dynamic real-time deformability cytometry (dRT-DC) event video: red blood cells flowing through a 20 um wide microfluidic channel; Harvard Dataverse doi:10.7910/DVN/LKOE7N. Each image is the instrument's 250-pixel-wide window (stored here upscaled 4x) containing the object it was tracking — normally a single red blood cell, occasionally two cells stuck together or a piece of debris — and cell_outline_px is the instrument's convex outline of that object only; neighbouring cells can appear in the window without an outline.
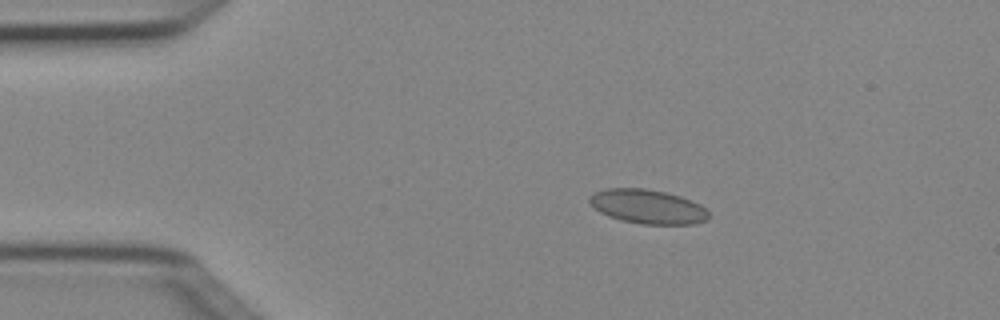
{"species": "Egyptian fruit bat (a non-hibernating species)", "species_latin": "Rousettus aegyptiacus", "temperature_condition": "cold", "stored_images_in_passage": 3, "camera_frame_rate_fps": 3000, "um_per_image_px": 0.085, "animal": {"sex": "female"}, "frame": {"image": 1, "passage_image": 1, "time_ms": 0.0, "image_size_px": [1000, 320], "cell_outline_px": [[708, 220], [696, 224], [640, 224], [620, 220], [608, 216], [600, 212], [588, 204], [588, 196], [592, 192], [604, 188], [644, 188], [668, 192], [692, 200], [700, 204], [708, 212]], "centroid_in_image_um": [55.01, 17.55], "position_along_channel_um": 30.0, "area_um2": 24.22}}
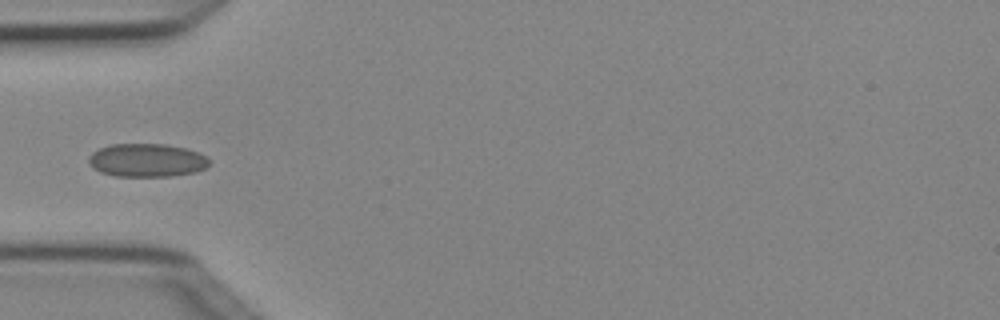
{"frame": {"image": 2, "passage_image": 3, "time_ms": 0.667, "image_size_px": [1000, 320], "cell_outline_px": [[208, 164], [204, 168], [196, 172], [168, 176], [116, 176], [100, 172], [92, 168], [88, 164], [88, 156], [92, 152], [108, 144], [164, 144], [188, 148], [200, 152], [208, 156]], "centroid_in_image_um": [12.46, 13.61], "position_along_channel_um": 72.5, "area_um2": 23.64}}